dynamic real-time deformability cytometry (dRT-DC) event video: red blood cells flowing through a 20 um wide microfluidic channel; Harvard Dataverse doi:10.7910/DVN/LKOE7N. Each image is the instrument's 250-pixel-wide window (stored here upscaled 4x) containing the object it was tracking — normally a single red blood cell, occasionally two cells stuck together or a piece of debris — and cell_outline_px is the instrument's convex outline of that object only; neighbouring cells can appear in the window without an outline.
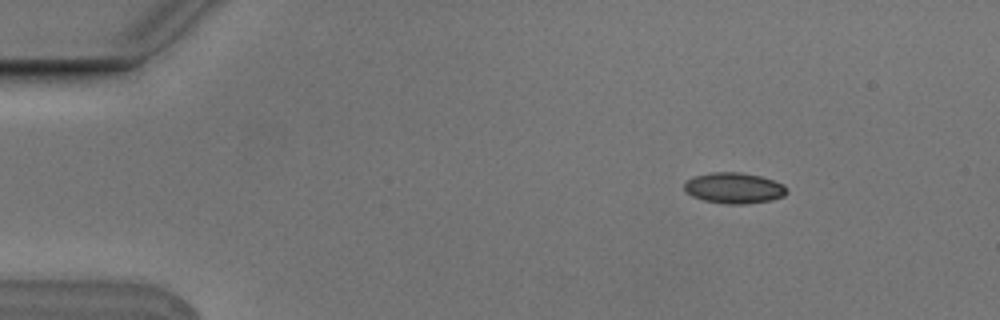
{"species": "Egyptian fruit bat (a non-hibernating species)", "species_latin": "Rousettus aegyptiacus", "temperature_condition": "cold", "stored_images_in_passage": 5, "camera_frame_rate_fps": 3000, "um_per_image_px": 0.085, "animal": {"sex": "male"}, "frame": {"image": 1, "passage_image": 2, "time_ms": 0.333, "image_size_px": [1000, 320], "cell_outline_px": [[788, 192], [784, 196], [772, 200], [744, 204], [728, 204], [704, 200], [692, 196], [684, 192], [684, 184], [692, 176], [712, 172], [740, 172], [760, 176], [784, 184]], "centroid_in_image_um": [62.38, 15.98], "position_along_channel_um": 22.6, "area_um2": 18.5}}
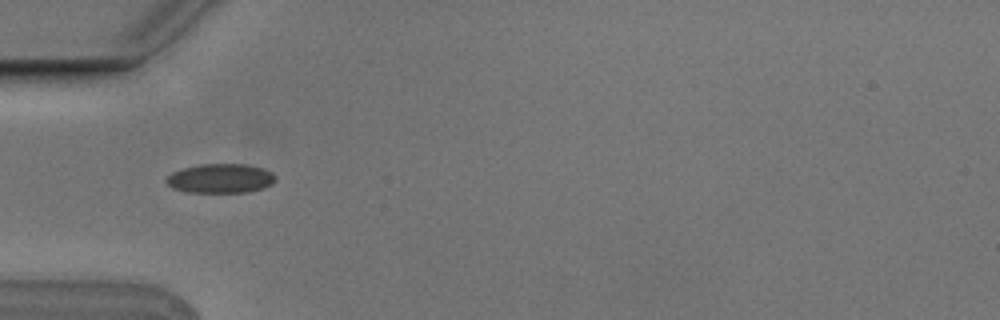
{"frame": {"image": 2, "passage_image": 5, "time_ms": 1.333, "image_size_px": [1000, 320], "cell_outline_px": [[276, 180], [272, 184], [264, 188], [248, 192], [188, 192], [172, 188], [164, 180], [172, 172], [184, 168], [200, 164], [244, 164], [264, 168], [272, 172], [276, 176]], "centroid_in_image_um": [18.77, 15.16], "position_along_channel_um": 66.2, "area_um2": 18.73}}